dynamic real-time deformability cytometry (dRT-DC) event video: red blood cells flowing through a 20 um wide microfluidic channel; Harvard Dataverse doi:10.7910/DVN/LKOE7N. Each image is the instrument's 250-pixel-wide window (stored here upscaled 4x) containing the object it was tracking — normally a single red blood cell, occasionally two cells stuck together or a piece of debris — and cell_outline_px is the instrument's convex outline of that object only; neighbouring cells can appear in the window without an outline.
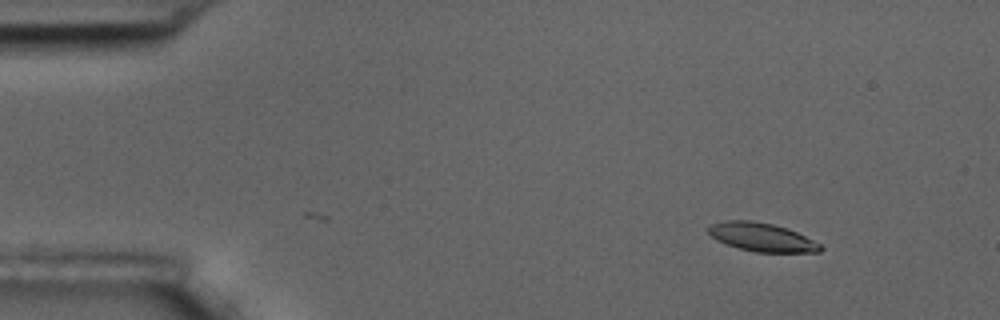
{"species": "common noctule bat (a hibernating species)", "species_latin": "Nyctalus noctula", "temperature_condition": "room temperature", "stored_images_in_passage": 4, "camera_frame_rate_fps": 3000, "um_per_image_px": 0.085, "animal": {"sex": "male", "body_mass_g": 17.5, "forearm_length_mm": 52.3}, "frame": {"image": 1, "passage_image": 4, "time_ms": 1.0, "image_size_px": [1000, 320], "cell_outline_px": [[824, 248], [820, 252], [756, 252], [740, 248], [716, 240], [708, 232], [708, 228], [712, 224], [724, 220], [752, 220], [772, 224], [788, 228], [820, 244]], "centroid_in_image_um": [64.75, 20.15], "position_along_channel_um": 20.2, "area_um2": 18.44}}